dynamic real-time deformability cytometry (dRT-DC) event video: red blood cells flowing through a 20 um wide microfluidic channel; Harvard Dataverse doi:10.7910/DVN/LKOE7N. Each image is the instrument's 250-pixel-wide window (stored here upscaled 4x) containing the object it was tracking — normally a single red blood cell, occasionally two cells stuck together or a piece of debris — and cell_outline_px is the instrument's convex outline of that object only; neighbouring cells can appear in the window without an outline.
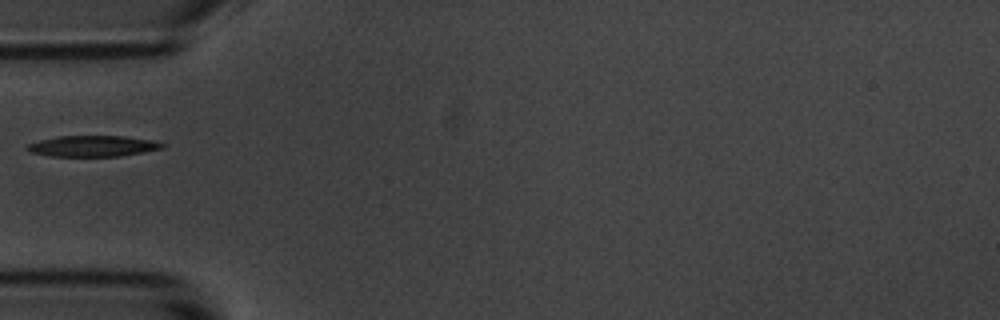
{"species": "common noctule bat (a hibernating species)", "species_latin": "Nyctalus noctula", "temperature_condition": "room temperature", "stored_images_in_passage": 4, "camera_frame_rate_fps": 3000, "um_per_image_px": 0.085, "animal": {"sex": "male", "body_mass_g": 20.1, "forearm_length_mm": 53.5}, "frame": {"image": 1, "passage_image": 1, "time_ms": 0.0, "image_size_px": [1000, 320], "cell_outline_px": [[164, 148], [120, 156], [52, 156], [28, 152], [24, 148], [28, 144], [40, 140], [60, 136], [124, 136], [152, 140], [164, 144]], "centroid_in_image_um": [7.85, 12.42], "position_along_channel_um": 77.1, "area_um2": 16.42}}
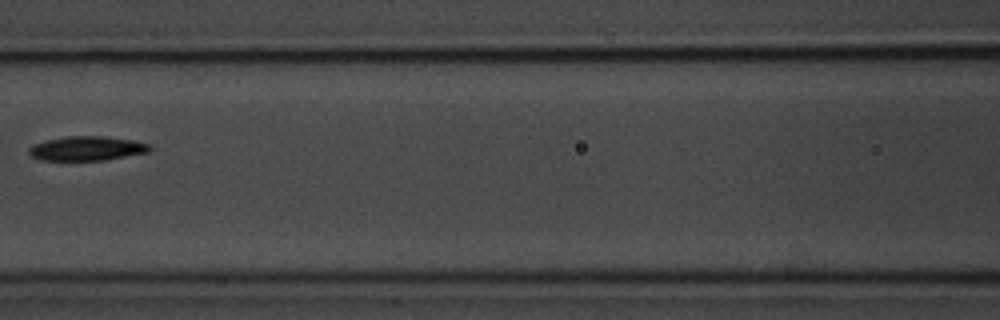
{"frame": {"image": 2, "passage_image": 3, "time_ms": 2.333, "image_size_px": [1000, 320], "cell_outline_px": [[152, 148], [148, 152], [104, 160], [40, 160], [32, 156], [28, 152], [28, 148], [32, 144], [64, 136], [104, 136], [132, 140], [148, 144]], "centroid_in_image_um": [7.35, 12.61], "position_along_channel_um": 159.3, "area_um2": 17.05}}
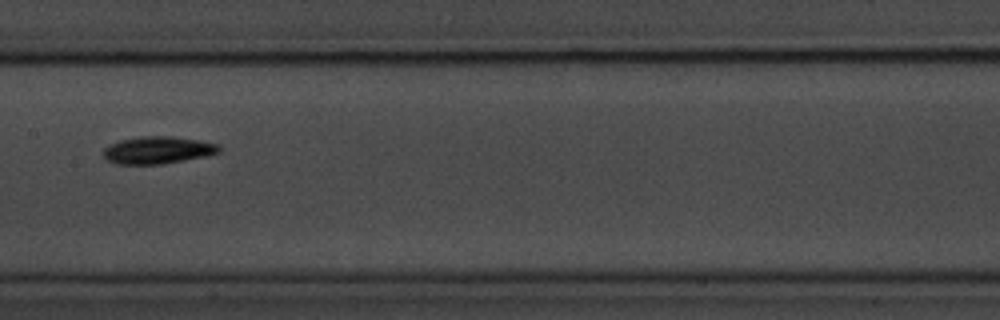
{"frame": {"image": 3, "passage_image": 4, "time_ms": 3.333, "image_size_px": [1000, 320], "cell_outline_px": [[220, 152], [204, 156], [164, 164], [116, 164], [108, 160], [104, 156], [104, 148], [108, 144], [120, 140], [140, 136], [172, 136], [200, 140], [216, 144], [220, 148]], "centroid_in_image_um": [13.38, 12.75], "position_along_channel_um": 194.0, "area_um2": 18.38}}